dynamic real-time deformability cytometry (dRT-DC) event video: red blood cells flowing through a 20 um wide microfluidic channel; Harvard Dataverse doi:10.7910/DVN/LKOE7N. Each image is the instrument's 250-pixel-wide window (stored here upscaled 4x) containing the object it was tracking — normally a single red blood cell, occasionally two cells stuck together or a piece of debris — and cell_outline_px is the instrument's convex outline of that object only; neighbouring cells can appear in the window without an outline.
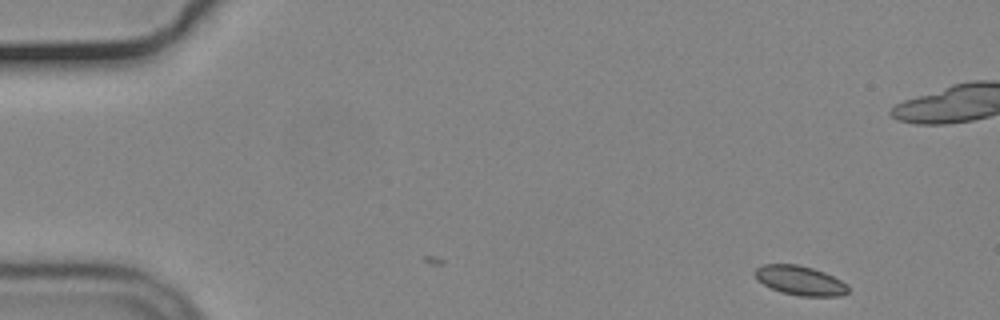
{"species": "common noctule bat (a hibernating species)", "species_latin": "Nyctalus noctula", "temperature_condition": "cold", "stored_images_in_passage": 53, "camera_frame_rate_fps": 3000, "um_per_image_px": 0.085, "animal": {"sex": "male", "body_mass_g": 19.2, "forearm_length_mm": 51.8}, "frame": {"image": 1, "passage_image": 1, "time_ms": 0.0, "image_size_px": [1000, 320], "cell_outline_px": [[848, 292], [840, 296], [800, 296], [780, 292], [764, 284], [756, 276], [756, 268], [764, 264], [796, 264], [812, 268], [824, 272], [848, 284]], "centroid_in_image_um": [68.04, 23.85], "position_along_channel_um": 17.0, "area_um2": 15.72}}
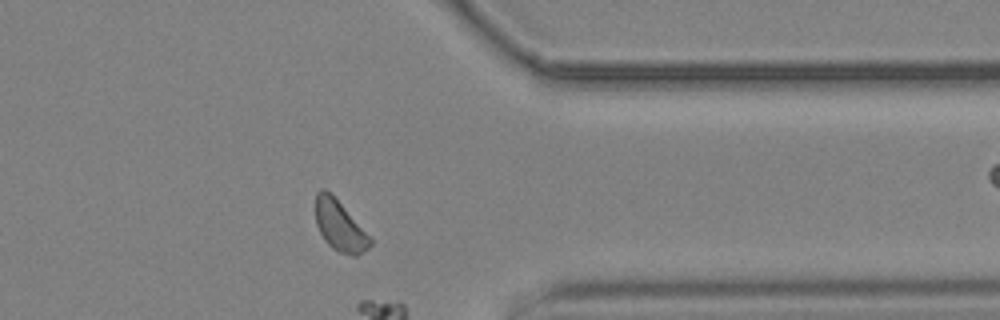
{"frame": {"image": 2, "passage_image": 41, "time_ms": 13.333, "image_size_px": [1000, 320], "cell_outline_px": [[372, 244], [368, 248], [356, 256], [352, 256], [340, 252], [332, 248], [324, 240], [316, 224], [316, 192], [320, 188], [324, 188], [372, 236]], "centroid_in_image_um": [28.89, 19.23], "position_along_channel_um": 382.5, "area_um2": 15.9}}